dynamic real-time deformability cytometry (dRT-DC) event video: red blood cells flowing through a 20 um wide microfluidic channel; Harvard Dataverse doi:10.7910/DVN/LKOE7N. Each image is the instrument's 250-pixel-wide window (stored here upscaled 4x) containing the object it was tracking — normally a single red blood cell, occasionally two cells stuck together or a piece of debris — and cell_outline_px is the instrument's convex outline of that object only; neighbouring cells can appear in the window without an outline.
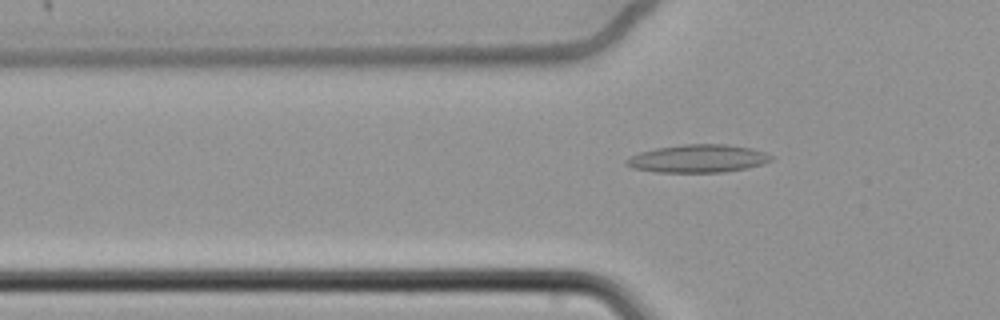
{"species": "common noctule bat (a hibernating species)", "species_latin": "Nyctalus noctula", "temperature_condition": "cold", "stored_images_in_passage": 63, "camera_frame_rate_fps": 3000, "um_per_image_px": 0.085, "animal": {"sex": "female", "body_mass_g": 22.7, "forearm_length_mm": 54.2}, "frame": {"image": 1, "passage_image": 23, "time_ms": 7.333, "image_size_px": [1000, 320], "cell_outline_px": [[772, 160], [764, 164], [748, 168], [724, 172], [656, 172], [632, 168], [624, 164], [624, 160], [640, 152], [656, 148], [684, 144], [728, 144], [752, 148], [764, 152], [772, 156]], "centroid_in_image_um": [59.34, 13.48], "position_along_channel_um": 66.5, "area_um2": 23.7}}
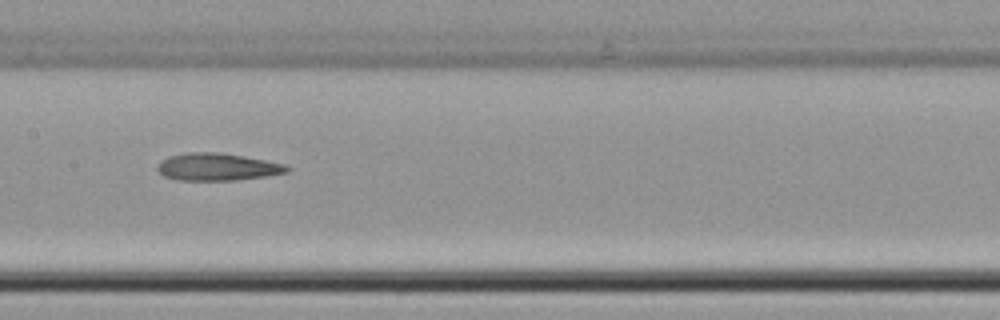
{"frame": {"image": 2, "passage_image": 34, "time_ms": 11.0, "image_size_px": [1000, 320], "cell_outline_px": [[292, 168], [288, 172], [264, 176], [236, 180], [180, 180], [164, 176], [156, 168], [156, 164], [160, 160], [168, 156], [184, 152], [220, 152], [244, 156], [284, 164]], "centroid_in_image_um": [18.43, 14.17], "position_along_channel_um": 189.0, "area_um2": 20.75}}
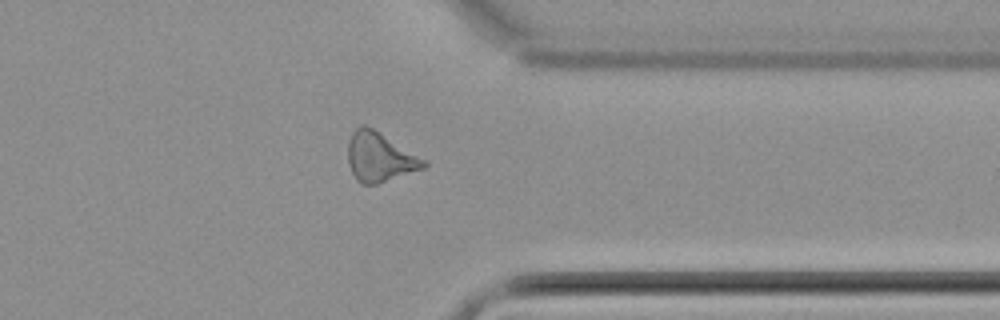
{"frame": {"image": 3, "passage_image": 51, "time_ms": 16.667, "image_size_px": [1000, 320], "cell_outline_px": [[428, 164], [424, 168], [376, 184], [364, 184], [356, 180], [348, 164], [348, 140], [352, 132], [356, 128], [364, 124], [372, 128], [428, 160]], "centroid_in_image_um": [32.28, 13.35], "position_along_channel_um": 379.1, "area_um2": 21.73}, "authors_computed_cell_mechanics": {"area_um2": 21.7328, "velocity_mm_per_s": 3.4223, "shape_relaxation_time_tau1_ms": 9.3267, "shape_relaxation_time_tau2_ms": 9.3862, "deformation_change_tau1": 0.1422, "deformation_change_tau2": 0.2252}}